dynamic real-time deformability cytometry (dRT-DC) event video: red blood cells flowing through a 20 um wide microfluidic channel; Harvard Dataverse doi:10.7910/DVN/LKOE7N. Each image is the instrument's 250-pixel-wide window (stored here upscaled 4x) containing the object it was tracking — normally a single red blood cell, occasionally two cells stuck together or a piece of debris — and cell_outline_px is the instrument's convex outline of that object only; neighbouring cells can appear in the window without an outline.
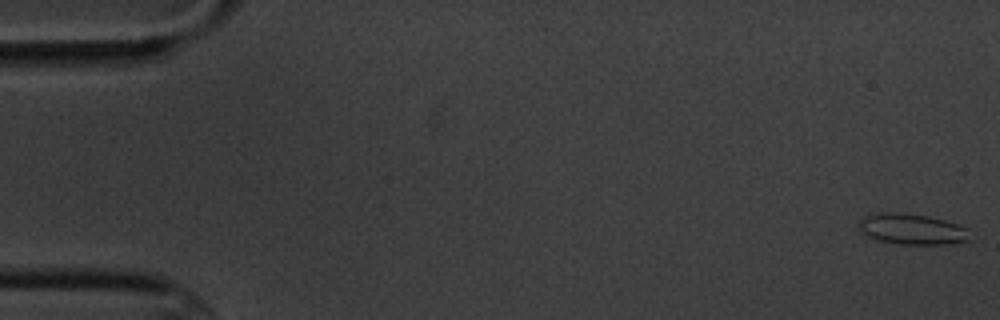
{"species": "common noctule bat (a hibernating species)", "species_latin": "Nyctalus noctula", "temperature_condition": "cold", "stored_images_in_passage": 15, "camera_frame_rate_fps": 3000, "um_per_image_px": 0.085, "animal": {"sex": "male", "body_mass_g": 20.1, "forearm_length_mm": 53.5}, "frame": {"image": 1, "passage_image": 1, "time_ms": 0.0, "image_size_px": [1000, 320], "cell_outline_px": [[968, 240], [944, 244], [900, 244], [880, 240], [868, 236], [860, 232], [860, 220], [864, 216], [884, 212], [896, 212], [928, 216], [944, 220], [956, 224], [964, 228]], "centroid_in_image_um": [77.44, 19.47], "position_along_channel_um": 7.6, "area_um2": 19.31}}
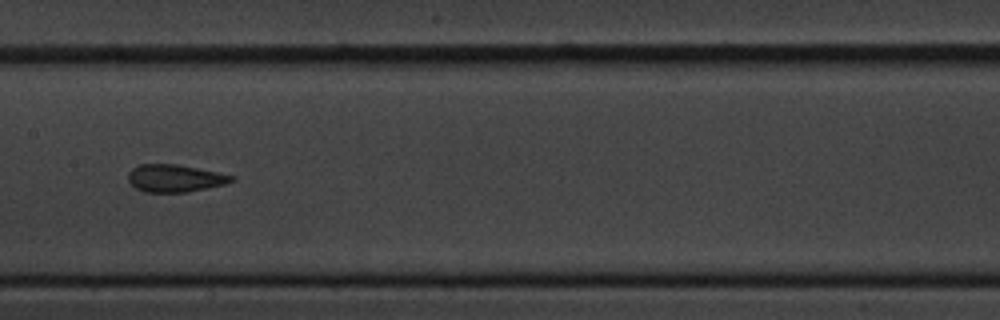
{"frame": {"image": 2, "passage_image": 8, "time_ms": 9.333, "image_size_px": [1000, 320], "cell_outline_px": [[236, 180], [224, 184], [188, 192], [144, 192], [136, 188], [128, 180], [128, 172], [132, 168], [140, 164], [176, 164], [236, 176]], "centroid_in_image_um": [14.86, 15.15], "position_along_channel_um": 192.5, "area_um2": 16.47}}
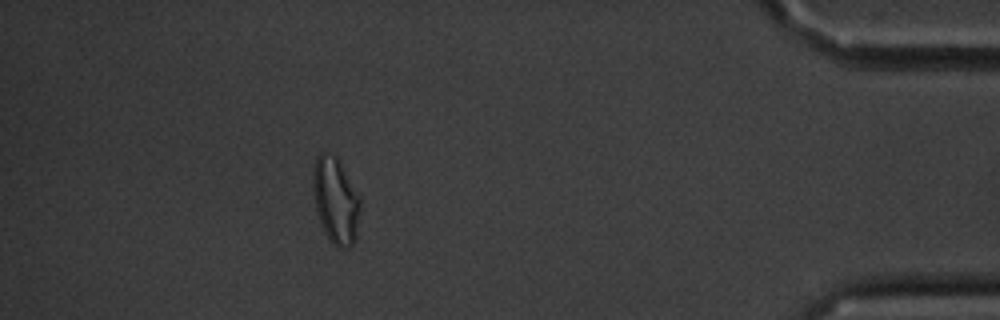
{"frame": {"image": 3, "passage_image": 14, "time_ms": 17.0, "image_size_px": [1000, 320], "cell_outline_px": [[360, 212], [356, 236], [352, 244], [348, 248], [336, 248], [332, 244], [324, 232], [316, 212], [312, 188], [312, 176], [316, 156], [320, 152], [332, 152], [336, 156], [360, 196]], "centroid_in_image_um": [28.51, 17.04], "position_along_channel_um": 406.7, "area_um2": 24.1}, "authors_computed_cell_mechanics": {"area_um2": 17.2822, "velocity_mm_per_s": 3.441, "shape_relaxation_time_tau1_ms": 2.5104, "shape_relaxation_time_tau2_ms": 1.125, "deformation_change_tau1": 0.0892, "deformation_change_tau2": 0.0662}}